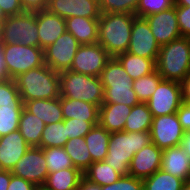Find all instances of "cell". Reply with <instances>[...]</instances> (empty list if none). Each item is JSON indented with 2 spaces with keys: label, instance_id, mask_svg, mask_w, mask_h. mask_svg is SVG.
<instances>
[{
  "label": "cell",
  "instance_id": "6da1fadb",
  "mask_svg": "<svg viewBox=\"0 0 190 190\" xmlns=\"http://www.w3.org/2000/svg\"><path fill=\"white\" fill-rule=\"evenodd\" d=\"M135 14L101 13L98 43L111 57L127 52Z\"/></svg>",
  "mask_w": 190,
  "mask_h": 190
},
{
  "label": "cell",
  "instance_id": "7a4b0ae2",
  "mask_svg": "<svg viewBox=\"0 0 190 190\" xmlns=\"http://www.w3.org/2000/svg\"><path fill=\"white\" fill-rule=\"evenodd\" d=\"M23 103L60 97V75L46 64L14 78Z\"/></svg>",
  "mask_w": 190,
  "mask_h": 190
},
{
  "label": "cell",
  "instance_id": "3957f363",
  "mask_svg": "<svg viewBox=\"0 0 190 190\" xmlns=\"http://www.w3.org/2000/svg\"><path fill=\"white\" fill-rule=\"evenodd\" d=\"M150 143L149 131L113 132L110 135L105 161L122 176L128 175L134 154Z\"/></svg>",
  "mask_w": 190,
  "mask_h": 190
},
{
  "label": "cell",
  "instance_id": "277c9868",
  "mask_svg": "<svg viewBox=\"0 0 190 190\" xmlns=\"http://www.w3.org/2000/svg\"><path fill=\"white\" fill-rule=\"evenodd\" d=\"M100 80L104 87L103 103H121L130 107L140 103L132 87L133 80L116 57L108 60Z\"/></svg>",
  "mask_w": 190,
  "mask_h": 190
},
{
  "label": "cell",
  "instance_id": "5b68a950",
  "mask_svg": "<svg viewBox=\"0 0 190 190\" xmlns=\"http://www.w3.org/2000/svg\"><path fill=\"white\" fill-rule=\"evenodd\" d=\"M156 70L165 80L181 82L190 73V38L160 46Z\"/></svg>",
  "mask_w": 190,
  "mask_h": 190
},
{
  "label": "cell",
  "instance_id": "8992f818",
  "mask_svg": "<svg viewBox=\"0 0 190 190\" xmlns=\"http://www.w3.org/2000/svg\"><path fill=\"white\" fill-rule=\"evenodd\" d=\"M60 75V97L82 100L100 107L103 104L104 87L100 77L63 71Z\"/></svg>",
  "mask_w": 190,
  "mask_h": 190
},
{
  "label": "cell",
  "instance_id": "52a82bcc",
  "mask_svg": "<svg viewBox=\"0 0 190 190\" xmlns=\"http://www.w3.org/2000/svg\"><path fill=\"white\" fill-rule=\"evenodd\" d=\"M3 45L24 44L39 47L37 11H24L3 19Z\"/></svg>",
  "mask_w": 190,
  "mask_h": 190
},
{
  "label": "cell",
  "instance_id": "ba28073f",
  "mask_svg": "<svg viewBox=\"0 0 190 190\" xmlns=\"http://www.w3.org/2000/svg\"><path fill=\"white\" fill-rule=\"evenodd\" d=\"M3 57L10 79L44 64L43 49L24 44L3 45Z\"/></svg>",
  "mask_w": 190,
  "mask_h": 190
},
{
  "label": "cell",
  "instance_id": "9c48e42d",
  "mask_svg": "<svg viewBox=\"0 0 190 190\" xmlns=\"http://www.w3.org/2000/svg\"><path fill=\"white\" fill-rule=\"evenodd\" d=\"M80 45L77 39L66 31L53 44L43 49L44 64L58 73L70 70Z\"/></svg>",
  "mask_w": 190,
  "mask_h": 190
},
{
  "label": "cell",
  "instance_id": "30bf717a",
  "mask_svg": "<svg viewBox=\"0 0 190 190\" xmlns=\"http://www.w3.org/2000/svg\"><path fill=\"white\" fill-rule=\"evenodd\" d=\"M146 103L153 117L176 113L183 104L181 83L163 79Z\"/></svg>",
  "mask_w": 190,
  "mask_h": 190
},
{
  "label": "cell",
  "instance_id": "8fae6325",
  "mask_svg": "<svg viewBox=\"0 0 190 190\" xmlns=\"http://www.w3.org/2000/svg\"><path fill=\"white\" fill-rule=\"evenodd\" d=\"M110 58L111 56L98 42L83 44L79 46L70 70L84 75L100 77Z\"/></svg>",
  "mask_w": 190,
  "mask_h": 190
},
{
  "label": "cell",
  "instance_id": "7c38bea8",
  "mask_svg": "<svg viewBox=\"0 0 190 190\" xmlns=\"http://www.w3.org/2000/svg\"><path fill=\"white\" fill-rule=\"evenodd\" d=\"M149 132L151 142L162 150L181 145L185 134L176 113L153 117Z\"/></svg>",
  "mask_w": 190,
  "mask_h": 190
},
{
  "label": "cell",
  "instance_id": "4fadbf2b",
  "mask_svg": "<svg viewBox=\"0 0 190 190\" xmlns=\"http://www.w3.org/2000/svg\"><path fill=\"white\" fill-rule=\"evenodd\" d=\"M11 173L36 186H43L49 174L43 149L30 147L16 163Z\"/></svg>",
  "mask_w": 190,
  "mask_h": 190
},
{
  "label": "cell",
  "instance_id": "5bb4252c",
  "mask_svg": "<svg viewBox=\"0 0 190 190\" xmlns=\"http://www.w3.org/2000/svg\"><path fill=\"white\" fill-rule=\"evenodd\" d=\"M160 46L153 36L145 18L135 17L132 24L130 43L127 52L157 62Z\"/></svg>",
  "mask_w": 190,
  "mask_h": 190
},
{
  "label": "cell",
  "instance_id": "9a60e30c",
  "mask_svg": "<svg viewBox=\"0 0 190 190\" xmlns=\"http://www.w3.org/2000/svg\"><path fill=\"white\" fill-rule=\"evenodd\" d=\"M144 18L147 20L159 46L181 37L175 6Z\"/></svg>",
  "mask_w": 190,
  "mask_h": 190
},
{
  "label": "cell",
  "instance_id": "2e32d148",
  "mask_svg": "<svg viewBox=\"0 0 190 190\" xmlns=\"http://www.w3.org/2000/svg\"><path fill=\"white\" fill-rule=\"evenodd\" d=\"M47 10L61 18H100L98 0H48Z\"/></svg>",
  "mask_w": 190,
  "mask_h": 190
},
{
  "label": "cell",
  "instance_id": "e0dca14e",
  "mask_svg": "<svg viewBox=\"0 0 190 190\" xmlns=\"http://www.w3.org/2000/svg\"><path fill=\"white\" fill-rule=\"evenodd\" d=\"M162 151L153 142L143 147L134 154L128 175L145 179L161 169Z\"/></svg>",
  "mask_w": 190,
  "mask_h": 190
},
{
  "label": "cell",
  "instance_id": "ac0fdd59",
  "mask_svg": "<svg viewBox=\"0 0 190 190\" xmlns=\"http://www.w3.org/2000/svg\"><path fill=\"white\" fill-rule=\"evenodd\" d=\"M29 148L19 130L0 137V170L11 171Z\"/></svg>",
  "mask_w": 190,
  "mask_h": 190
},
{
  "label": "cell",
  "instance_id": "d6986e66",
  "mask_svg": "<svg viewBox=\"0 0 190 190\" xmlns=\"http://www.w3.org/2000/svg\"><path fill=\"white\" fill-rule=\"evenodd\" d=\"M39 47L45 49L67 31L66 21L47 9L37 11Z\"/></svg>",
  "mask_w": 190,
  "mask_h": 190
},
{
  "label": "cell",
  "instance_id": "ffe728a7",
  "mask_svg": "<svg viewBox=\"0 0 190 190\" xmlns=\"http://www.w3.org/2000/svg\"><path fill=\"white\" fill-rule=\"evenodd\" d=\"M161 169L184 181L190 180V158L181 145L163 149Z\"/></svg>",
  "mask_w": 190,
  "mask_h": 190
},
{
  "label": "cell",
  "instance_id": "44dd1931",
  "mask_svg": "<svg viewBox=\"0 0 190 190\" xmlns=\"http://www.w3.org/2000/svg\"><path fill=\"white\" fill-rule=\"evenodd\" d=\"M132 107L125 104L103 103L99 107V124L109 133L123 131Z\"/></svg>",
  "mask_w": 190,
  "mask_h": 190
},
{
  "label": "cell",
  "instance_id": "7402d4cb",
  "mask_svg": "<svg viewBox=\"0 0 190 190\" xmlns=\"http://www.w3.org/2000/svg\"><path fill=\"white\" fill-rule=\"evenodd\" d=\"M60 101L64 120L75 118L91 122L94 126L99 124L97 105L65 97H60Z\"/></svg>",
  "mask_w": 190,
  "mask_h": 190
},
{
  "label": "cell",
  "instance_id": "603a6c76",
  "mask_svg": "<svg viewBox=\"0 0 190 190\" xmlns=\"http://www.w3.org/2000/svg\"><path fill=\"white\" fill-rule=\"evenodd\" d=\"M65 21L67 32L71 33L81 45L98 42L99 18L75 16L66 18Z\"/></svg>",
  "mask_w": 190,
  "mask_h": 190
},
{
  "label": "cell",
  "instance_id": "cb8c5ba5",
  "mask_svg": "<svg viewBox=\"0 0 190 190\" xmlns=\"http://www.w3.org/2000/svg\"><path fill=\"white\" fill-rule=\"evenodd\" d=\"M24 107L38 119H41L45 125L64 120L60 97L26 101Z\"/></svg>",
  "mask_w": 190,
  "mask_h": 190
},
{
  "label": "cell",
  "instance_id": "d4e9b609",
  "mask_svg": "<svg viewBox=\"0 0 190 190\" xmlns=\"http://www.w3.org/2000/svg\"><path fill=\"white\" fill-rule=\"evenodd\" d=\"M83 177L80 169L70 167L49 173L43 186L48 190H77Z\"/></svg>",
  "mask_w": 190,
  "mask_h": 190
},
{
  "label": "cell",
  "instance_id": "484cf974",
  "mask_svg": "<svg viewBox=\"0 0 190 190\" xmlns=\"http://www.w3.org/2000/svg\"><path fill=\"white\" fill-rule=\"evenodd\" d=\"M132 80L156 71V61L124 52L116 56Z\"/></svg>",
  "mask_w": 190,
  "mask_h": 190
},
{
  "label": "cell",
  "instance_id": "4316f807",
  "mask_svg": "<svg viewBox=\"0 0 190 190\" xmlns=\"http://www.w3.org/2000/svg\"><path fill=\"white\" fill-rule=\"evenodd\" d=\"M110 135L111 133H109L100 124L95 125L85 135L84 140L92 157V163L105 160L108 151Z\"/></svg>",
  "mask_w": 190,
  "mask_h": 190
},
{
  "label": "cell",
  "instance_id": "83f0119b",
  "mask_svg": "<svg viewBox=\"0 0 190 190\" xmlns=\"http://www.w3.org/2000/svg\"><path fill=\"white\" fill-rule=\"evenodd\" d=\"M45 123L29 112L25 107L19 120V131L30 147H40L42 131Z\"/></svg>",
  "mask_w": 190,
  "mask_h": 190
},
{
  "label": "cell",
  "instance_id": "f1b7e54d",
  "mask_svg": "<svg viewBox=\"0 0 190 190\" xmlns=\"http://www.w3.org/2000/svg\"><path fill=\"white\" fill-rule=\"evenodd\" d=\"M84 178L102 187L116 182L122 175L105 160L93 162L84 172Z\"/></svg>",
  "mask_w": 190,
  "mask_h": 190
},
{
  "label": "cell",
  "instance_id": "f546056e",
  "mask_svg": "<svg viewBox=\"0 0 190 190\" xmlns=\"http://www.w3.org/2000/svg\"><path fill=\"white\" fill-rule=\"evenodd\" d=\"M153 115L148 108L147 103L140 102L134 105L129 116L126 118L125 132H142L150 131L152 126Z\"/></svg>",
  "mask_w": 190,
  "mask_h": 190
},
{
  "label": "cell",
  "instance_id": "4dcf8cb0",
  "mask_svg": "<svg viewBox=\"0 0 190 190\" xmlns=\"http://www.w3.org/2000/svg\"><path fill=\"white\" fill-rule=\"evenodd\" d=\"M66 153L70 156L74 167L84 172L91 164L92 157L84 138L69 139L64 146Z\"/></svg>",
  "mask_w": 190,
  "mask_h": 190
},
{
  "label": "cell",
  "instance_id": "1f68e13d",
  "mask_svg": "<svg viewBox=\"0 0 190 190\" xmlns=\"http://www.w3.org/2000/svg\"><path fill=\"white\" fill-rule=\"evenodd\" d=\"M184 182L162 169L143 179L144 190H181Z\"/></svg>",
  "mask_w": 190,
  "mask_h": 190
},
{
  "label": "cell",
  "instance_id": "d6a6232c",
  "mask_svg": "<svg viewBox=\"0 0 190 190\" xmlns=\"http://www.w3.org/2000/svg\"><path fill=\"white\" fill-rule=\"evenodd\" d=\"M68 136L64 121L45 125L40 141V148L64 147Z\"/></svg>",
  "mask_w": 190,
  "mask_h": 190
},
{
  "label": "cell",
  "instance_id": "836d02e7",
  "mask_svg": "<svg viewBox=\"0 0 190 190\" xmlns=\"http://www.w3.org/2000/svg\"><path fill=\"white\" fill-rule=\"evenodd\" d=\"M24 103L14 79L0 81V109H23Z\"/></svg>",
  "mask_w": 190,
  "mask_h": 190
},
{
  "label": "cell",
  "instance_id": "e575fe53",
  "mask_svg": "<svg viewBox=\"0 0 190 190\" xmlns=\"http://www.w3.org/2000/svg\"><path fill=\"white\" fill-rule=\"evenodd\" d=\"M163 80L162 76L156 70L133 80V89L136 93L138 100L142 103H146L153 95L154 91L158 87V84Z\"/></svg>",
  "mask_w": 190,
  "mask_h": 190
},
{
  "label": "cell",
  "instance_id": "d590c367",
  "mask_svg": "<svg viewBox=\"0 0 190 190\" xmlns=\"http://www.w3.org/2000/svg\"><path fill=\"white\" fill-rule=\"evenodd\" d=\"M49 173L74 167L64 147L42 148Z\"/></svg>",
  "mask_w": 190,
  "mask_h": 190
},
{
  "label": "cell",
  "instance_id": "8d00e7d4",
  "mask_svg": "<svg viewBox=\"0 0 190 190\" xmlns=\"http://www.w3.org/2000/svg\"><path fill=\"white\" fill-rule=\"evenodd\" d=\"M140 0H98L101 13L135 14Z\"/></svg>",
  "mask_w": 190,
  "mask_h": 190
},
{
  "label": "cell",
  "instance_id": "74e56055",
  "mask_svg": "<svg viewBox=\"0 0 190 190\" xmlns=\"http://www.w3.org/2000/svg\"><path fill=\"white\" fill-rule=\"evenodd\" d=\"M174 5L175 0H140L135 15L144 18L170 9Z\"/></svg>",
  "mask_w": 190,
  "mask_h": 190
},
{
  "label": "cell",
  "instance_id": "f35d334b",
  "mask_svg": "<svg viewBox=\"0 0 190 190\" xmlns=\"http://www.w3.org/2000/svg\"><path fill=\"white\" fill-rule=\"evenodd\" d=\"M23 109H0V137L19 129Z\"/></svg>",
  "mask_w": 190,
  "mask_h": 190
},
{
  "label": "cell",
  "instance_id": "ab89813d",
  "mask_svg": "<svg viewBox=\"0 0 190 190\" xmlns=\"http://www.w3.org/2000/svg\"><path fill=\"white\" fill-rule=\"evenodd\" d=\"M63 121L66 128L68 140L78 137L84 138L85 135L94 127L91 122L75 118Z\"/></svg>",
  "mask_w": 190,
  "mask_h": 190
},
{
  "label": "cell",
  "instance_id": "60d3db41",
  "mask_svg": "<svg viewBox=\"0 0 190 190\" xmlns=\"http://www.w3.org/2000/svg\"><path fill=\"white\" fill-rule=\"evenodd\" d=\"M101 190H144V183L143 179L125 175L113 184L102 186Z\"/></svg>",
  "mask_w": 190,
  "mask_h": 190
},
{
  "label": "cell",
  "instance_id": "b9f144b4",
  "mask_svg": "<svg viewBox=\"0 0 190 190\" xmlns=\"http://www.w3.org/2000/svg\"><path fill=\"white\" fill-rule=\"evenodd\" d=\"M181 37L190 38V6L174 5Z\"/></svg>",
  "mask_w": 190,
  "mask_h": 190
},
{
  "label": "cell",
  "instance_id": "7bdbcfd3",
  "mask_svg": "<svg viewBox=\"0 0 190 190\" xmlns=\"http://www.w3.org/2000/svg\"><path fill=\"white\" fill-rule=\"evenodd\" d=\"M0 6L6 17L24 12L20 0H0Z\"/></svg>",
  "mask_w": 190,
  "mask_h": 190
},
{
  "label": "cell",
  "instance_id": "ee69618b",
  "mask_svg": "<svg viewBox=\"0 0 190 190\" xmlns=\"http://www.w3.org/2000/svg\"><path fill=\"white\" fill-rule=\"evenodd\" d=\"M37 186L30 181L11 173V181L7 190H36Z\"/></svg>",
  "mask_w": 190,
  "mask_h": 190
},
{
  "label": "cell",
  "instance_id": "f6af8a7d",
  "mask_svg": "<svg viewBox=\"0 0 190 190\" xmlns=\"http://www.w3.org/2000/svg\"><path fill=\"white\" fill-rule=\"evenodd\" d=\"M182 129L190 131V105L182 104L176 112Z\"/></svg>",
  "mask_w": 190,
  "mask_h": 190
},
{
  "label": "cell",
  "instance_id": "bcb514c9",
  "mask_svg": "<svg viewBox=\"0 0 190 190\" xmlns=\"http://www.w3.org/2000/svg\"><path fill=\"white\" fill-rule=\"evenodd\" d=\"M24 11L45 10L48 6V0H20Z\"/></svg>",
  "mask_w": 190,
  "mask_h": 190
},
{
  "label": "cell",
  "instance_id": "7dc6e473",
  "mask_svg": "<svg viewBox=\"0 0 190 190\" xmlns=\"http://www.w3.org/2000/svg\"><path fill=\"white\" fill-rule=\"evenodd\" d=\"M180 83L183 103L190 105V73Z\"/></svg>",
  "mask_w": 190,
  "mask_h": 190
},
{
  "label": "cell",
  "instance_id": "c3c4849f",
  "mask_svg": "<svg viewBox=\"0 0 190 190\" xmlns=\"http://www.w3.org/2000/svg\"><path fill=\"white\" fill-rule=\"evenodd\" d=\"M11 181V171L0 170V190H7Z\"/></svg>",
  "mask_w": 190,
  "mask_h": 190
},
{
  "label": "cell",
  "instance_id": "681fc988",
  "mask_svg": "<svg viewBox=\"0 0 190 190\" xmlns=\"http://www.w3.org/2000/svg\"><path fill=\"white\" fill-rule=\"evenodd\" d=\"M77 190H101V187L83 177Z\"/></svg>",
  "mask_w": 190,
  "mask_h": 190
},
{
  "label": "cell",
  "instance_id": "f907efd6",
  "mask_svg": "<svg viewBox=\"0 0 190 190\" xmlns=\"http://www.w3.org/2000/svg\"><path fill=\"white\" fill-rule=\"evenodd\" d=\"M181 146L190 158V131L185 132Z\"/></svg>",
  "mask_w": 190,
  "mask_h": 190
},
{
  "label": "cell",
  "instance_id": "816d5d0a",
  "mask_svg": "<svg viewBox=\"0 0 190 190\" xmlns=\"http://www.w3.org/2000/svg\"><path fill=\"white\" fill-rule=\"evenodd\" d=\"M8 79L6 67H0V81Z\"/></svg>",
  "mask_w": 190,
  "mask_h": 190
},
{
  "label": "cell",
  "instance_id": "f5cc1de1",
  "mask_svg": "<svg viewBox=\"0 0 190 190\" xmlns=\"http://www.w3.org/2000/svg\"><path fill=\"white\" fill-rule=\"evenodd\" d=\"M175 5L190 6V0H175Z\"/></svg>",
  "mask_w": 190,
  "mask_h": 190
},
{
  "label": "cell",
  "instance_id": "db71d44e",
  "mask_svg": "<svg viewBox=\"0 0 190 190\" xmlns=\"http://www.w3.org/2000/svg\"><path fill=\"white\" fill-rule=\"evenodd\" d=\"M181 190H190V180L183 183Z\"/></svg>",
  "mask_w": 190,
  "mask_h": 190
},
{
  "label": "cell",
  "instance_id": "11a10c76",
  "mask_svg": "<svg viewBox=\"0 0 190 190\" xmlns=\"http://www.w3.org/2000/svg\"><path fill=\"white\" fill-rule=\"evenodd\" d=\"M0 67H6L3 53L0 55Z\"/></svg>",
  "mask_w": 190,
  "mask_h": 190
},
{
  "label": "cell",
  "instance_id": "9f6ffc18",
  "mask_svg": "<svg viewBox=\"0 0 190 190\" xmlns=\"http://www.w3.org/2000/svg\"><path fill=\"white\" fill-rule=\"evenodd\" d=\"M3 19H0V41L2 39Z\"/></svg>",
  "mask_w": 190,
  "mask_h": 190
},
{
  "label": "cell",
  "instance_id": "6f0895ef",
  "mask_svg": "<svg viewBox=\"0 0 190 190\" xmlns=\"http://www.w3.org/2000/svg\"><path fill=\"white\" fill-rule=\"evenodd\" d=\"M6 16L2 12V8L0 6V19H4Z\"/></svg>",
  "mask_w": 190,
  "mask_h": 190
},
{
  "label": "cell",
  "instance_id": "680465c9",
  "mask_svg": "<svg viewBox=\"0 0 190 190\" xmlns=\"http://www.w3.org/2000/svg\"><path fill=\"white\" fill-rule=\"evenodd\" d=\"M36 190H48L44 186H37Z\"/></svg>",
  "mask_w": 190,
  "mask_h": 190
},
{
  "label": "cell",
  "instance_id": "91938a15",
  "mask_svg": "<svg viewBox=\"0 0 190 190\" xmlns=\"http://www.w3.org/2000/svg\"><path fill=\"white\" fill-rule=\"evenodd\" d=\"M3 53V43L0 41V55Z\"/></svg>",
  "mask_w": 190,
  "mask_h": 190
}]
</instances>
